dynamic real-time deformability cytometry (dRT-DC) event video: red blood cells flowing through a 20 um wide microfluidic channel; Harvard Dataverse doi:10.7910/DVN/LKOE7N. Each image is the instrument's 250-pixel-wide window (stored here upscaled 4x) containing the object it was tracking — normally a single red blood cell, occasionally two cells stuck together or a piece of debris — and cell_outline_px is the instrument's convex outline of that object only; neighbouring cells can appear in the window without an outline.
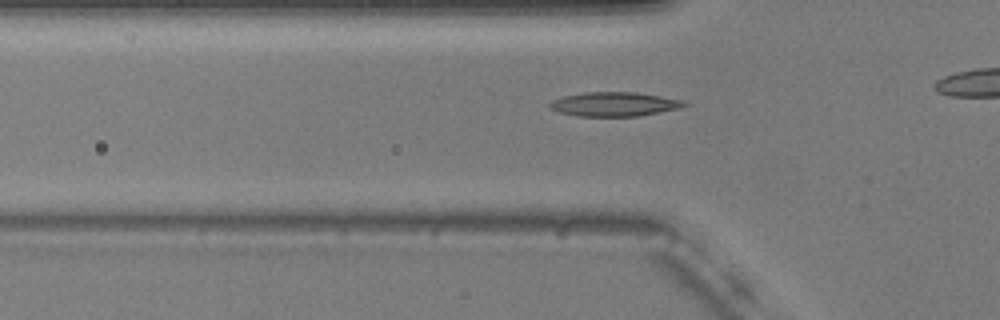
{"species": "common noctule bat (a hibernating species)", "species_latin": "Nyctalus noctula", "temperature_condition": "warm", "stored_images_in_passage": 20, "camera_frame_rate_fps": 3000, "um_per_image_px": 0.085, "animal": {"sex": "male", "body_mass_g": 20.5, "forearm_length_mm": 52.5}, "frame": {"image": 1, "passage_image": 4, "time_ms": 1.0, "image_size_px": [1000, 320], "cell_outline_px": [[688, 104], [680, 108], [636, 116], [576, 116], [560, 112], [548, 108], [548, 104], [552, 100], [564, 96], [584, 92], [636, 92], [684, 100]], "centroid_in_image_um": [52.18, 8.85], "position_along_channel_um": 73.6, "area_um2": 18.9}}
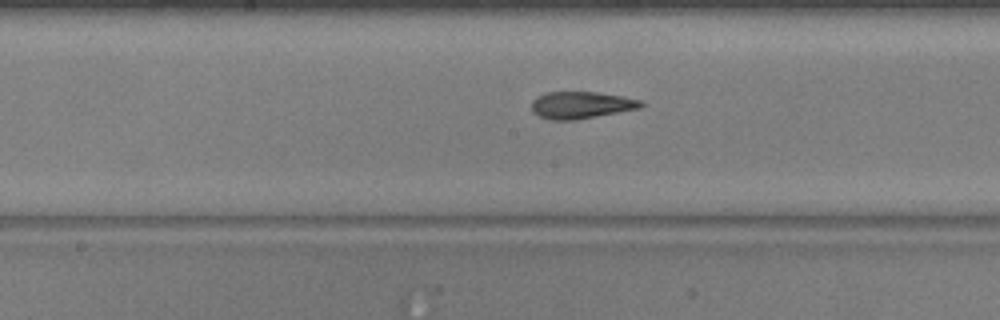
{"frame": {"image": 2, "passage_image": 14, "time_ms": 4.333, "image_size_px": [1000, 320], "cell_outline_px": [[644, 104], [640, 108], [596, 116], [572, 120], [552, 120], [540, 116], [532, 112], [532, 100], [544, 92], [596, 92], [624, 96], [640, 100]], "centroid_in_image_um": [49.38, 8.92], "position_along_channel_um": 198.8, "area_um2": 17.11}}
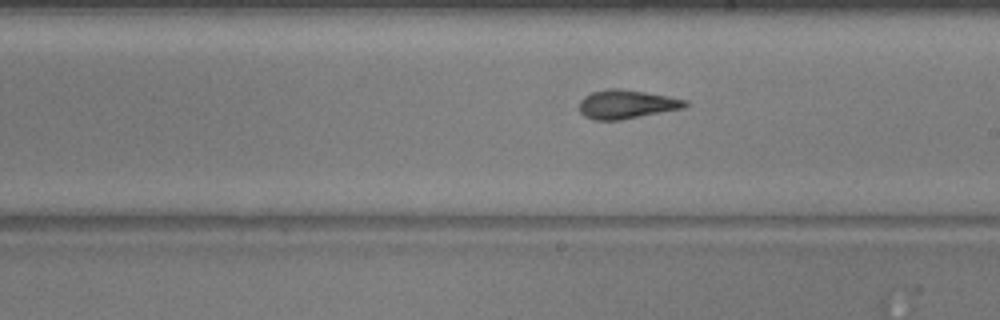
{"frame": {"image": 3, "passage_image": 17, "time_ms": 5.333, "image_size_px": [1000, 320], "cell_outline_px": [[688, 104], [684, 108], [620, 120], [592, 120], [584, 116], [580, 112], [580, 100], [584, 96], [592, 92], [608, 88], [620, 88], [668, 96], [688, 100]], "centroid_in_image_um": [53.24, 8.86], "position_along_channel_um": 235.8, "area_um2": 17.8}}